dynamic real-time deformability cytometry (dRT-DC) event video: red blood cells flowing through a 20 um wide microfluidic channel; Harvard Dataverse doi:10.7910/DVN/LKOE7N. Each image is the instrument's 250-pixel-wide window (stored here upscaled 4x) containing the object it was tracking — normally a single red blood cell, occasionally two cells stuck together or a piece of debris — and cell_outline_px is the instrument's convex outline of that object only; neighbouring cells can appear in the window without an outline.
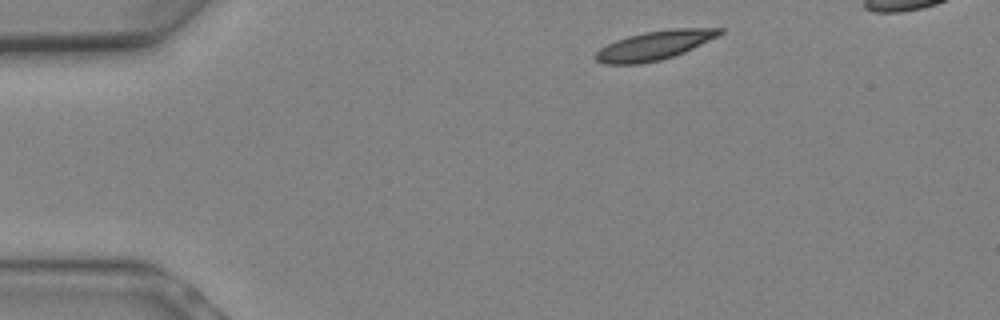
{"species": "Egyptian fruit bat (a non-hibernating species)", "species_latin": "Rousettus aegyptiacus", "temperature_condition": "warm", "stored_images_in_passage": 8, "camera_frame_rate_fps": 3000, "um_per_image_px": 0.085, "animal": {"sex": "female"}, "frame": {"image": 1, "passage_image": 1, "time_ms": 0.0, "image_size_px": [1000, 320], "cell_outline_px": [[724, 32], [684, 52], [660, 60], [640, 64], [604, 64], [596, 60], [596, 52], [600, 48], [616, 40], [628, 36], [644, 32], [672, 28], [724, 28]], "centroid_in_image_um": [55.61, 3.85], "position_along_channel_um": 29.4, "area_um2": 20.69}}
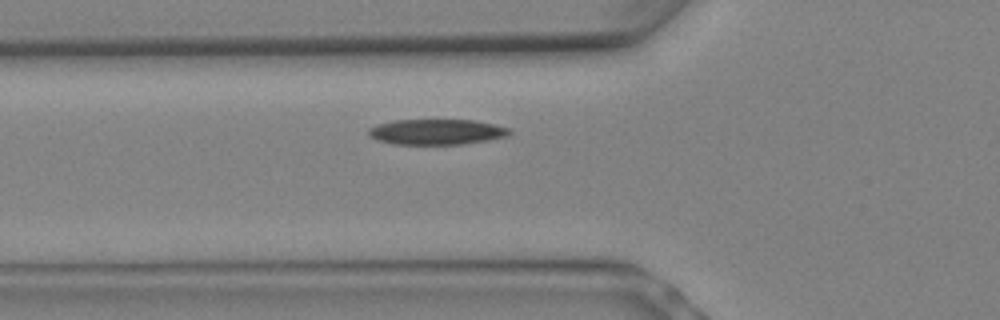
{"frame": {"image": 2, "passage_image": 5, "time_ms": 1.333, "image_size_px": [1000, 320], "cell_outline_px": [[512, 132], [508, 136], [488, 140], [464, 144], [392, 144], [376, 140], [368, 132], [368, 128], [376, 124], [392, 120], [472, 120], [492, 124], [508, 128]], "centroid_in_image_um": [37.08, 11.21], "position_along_channel_um": 88.7, "area_um2": 20.92}}
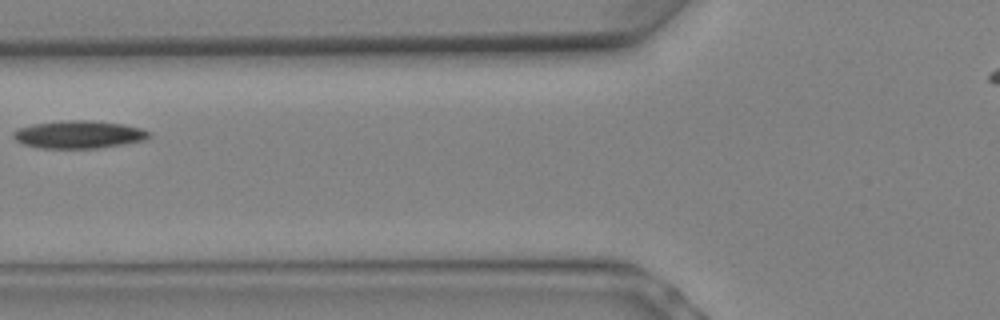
{"frame": {"image": 3, "passage_image": 6, "time_ms": 1.667, "image_size_px": [1000, 320], "cell_outline_px": [[152, 136], [144, 140], [124, 144], [96, 148], [40, 148], [24, 144], [16, 140], [12, 136], [12, 132], [20, 128], [32, 124], [64, 120], [92, 120], [124, 124], [140, 128], [152, 132]], "centroid_in_image_um": [6.72, 11.42], "position_along_channel_um": 119.1, "area_um2": 22.02}}